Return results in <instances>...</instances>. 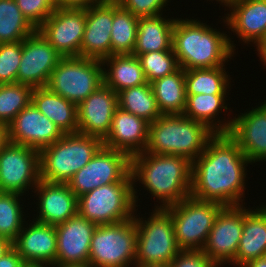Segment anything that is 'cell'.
<instances>
[{
    "mask_svg": "<svg viewBox=\"0 0 266 267\" xmlns=\"http://www.w3.org/2000/svg\"><path fill=\"white\" fill-rule=\"evenodd\" d=\"M103 140L79 132L64 134L40 153V180L50 183L68 181L94 157Z\"/></svg>",
    "mask_w": 266,
    "mask_h": 267,
    "instance_id": "obj_5",
    "label": "cell"
},
{
    "mask_svg": "<svg viewBox=\"0 0 266 267\" xmlns=\"http://www.w3.org/2000/svg\"><path fill=\"white\" fill-rule=\"evenodd\" d=\"M118 94L103 84L77 105L79 133L104 139L110 131Z\"/></svg>",
    "mask_w": 266,
    "mask_h": 267,
    "instance_id": "obj_17",
    "label": "cell"
},
{
    "mask_svg": "<svg viewBox=\"0 0 266 267\" xmlns=\"http://www.w3.org/2000/svg\"><path fill=\"white\" fill-rule=\"evenodd\" d=\"M148 129L147 121L117 107L110 131L103 139V146L122 151L131 158L145 151Z\"/></svg>",
    "mask_w": 266,
    "mask_h": 267,
    "instance_id": "obj_24",
    "label": "cell"
},
{
    "mask_svg": "<svg viewBox=\"0 0 266 267\" xmlns=\"http://www.w3.org/2000/svg\"><path fill=\"white\" fill-rule=\"evenodd\" d=\"M24 267H51V265L26 264Z\"/></svg>",
    "mask_w": 266,
    "mask_h": 267,
    "instance_id": "obj_51",
    "label": "cell"
},
{
    "mask_svg": "<svg viewBox=\"0 0 266 267\" xmlns=\"http://www.w3.org/2000/svg\"><path fill=\"white\" fill-rule=\"evenodd\" d=\"M36 30L15 0H0V43L23 41Z\"/></svg>",
    "mask_w": 266,
    "mask_h": 267,
    "instance_id": "obj_34",
    "label": "cell"
},
{
    "mask_svg": "<svg viewBox=\"0 0 266 267\" xmlns=\"http://www.w3.org/2000/svg\"><path fill=\"white\" fill-rule=\"evenodd\" d=\"M243 206V231L231 265L241 267L258 258L266 257V203L253 209Z\"/></svg>",
    "mask_w": 266,
    "mask_h": 267,
    "instance_id": "obj_25",
    "label": "cell"
},
{
    "mask_svg": "<svg viewBox=\"0 0 266 267\" xmlns=\"http://www.w3.org/2000/svg\"><path fill=\"white\" fill-rule=\"evenodd\" d=\"M255 107L237 118L233 115L228 133L251 163L266 161V107L262 103Z\"/></svg>",
    "mask_w": 266,
    "mask_h": 267,
    "instance_id": "obj_20",
    "label": "cell"
},
{
    "mask_svg": "<svg viewBox=\"0 0 266 267\" xmlns=\"http://www.w3.org/2000/svg\"><path fill=\"white\" fill-rule=\"evenodd\" d=\"M39 181V151L9 142L0 152V192L26 195Z\"/></svg>",
    "mask_w": 266,
    "mask_h": 267,
    "instance_id": "obj_11",
    "label": "cell"
},
{
    "mask_svg": "<svg viewBox=\"0 0 266 267\" xmlns=\"http://www.w3.org/2000/svg\"><path fill=\"white\" fill-rule=\"evenodd\" d=\"M163 17V14L138 19L134 56L147 52L173 50V28L176 18Z\"/></svg>",
    "mask_w": 266,
    "mask_h": 267,
    "instance_id": "obj_28",
    "label": "cell"
},
{
    "mask_svg": "<svg viewBox=\"0 0 266 267\" xmlns=\"http://www.w3.org/2000/svg\"><path fill=\"white\" fill-rule=\"evenodd\" d=\"M136 186L130 171L120 182L97 187L78 197V213L96 225L127 221L138 211Z\"/></svg>",
    "mask_w": 266,
    "mask_h": 267,
    "instance_id": "obj_6",
    "label": "cell"
},
{
    "mask_svg": "<svg viewBox=\"0 0 266 267\" xmlns=\"http://www.w3.org/2000/svg\"><path fill=\"white\" fill-rule=\"evenodd\" d=\"M61 58V54L36 30L22 41L17 83L32 88L46 87Z\"/></svg>",
    "mask_w": 266,
    "mask_h": 267,
    "instance_id": "obj_15",
    "label": "cell"
},
{
    "mask_svg": "<svg viewBox=\"0 0 266 267\" xmlns=\"http://www.w3.org/2000/svg\"><path fill=\"white\" fill-rule=\"evenodd\" d=\"M32 192L35 193L36 198L38 196L36 199L38 212L36 218L32 219L36 222L56 226L78 213V197L67 183L40 180Z\"/></svg>",
    "mask_w": 266,
    "mask_h": 267,
    "instance_id": "obj_19",
    "label": "cell"
},
{
    "mask_svg": "<svg viewBox=\"0 0 266 267\" xmlns=\"http://www.w3.org/2000/svg\"><path fill=\"white\" fill-rule=\"evenodd\" d=\"M151 86L162 115L183 114L187 99L185 70L180 67L174 73L154 80Z\"/></svg>",
    "mask_w": 266,
    "mask_h": 267,
    "instance_id": "obj_30",
    "label": "cell"
},
{
    "mask_svg": "<svg viewBox=\"0 0 266 267\" xmlns=\"http://www.w3.org/2000/svg\"><path fill=\"white\" fill-rule=\"evenodd\" d=\"M118 107L147 121L154 122L159 111L151 83L127 88L118 93Z\"/></svg>",
    "mask_w": 266,
    "mask_h": 267,
    "instance_id": "obj_33",
    "label": "cell"
},
{
    "mask_svg": "<svg viewBox=\"0 0 266 267\" xmlns=\"http://www.w3.org/2000/svg\"><path fill=\"white\" fill-rule=\"evenodd\" d=\"M26 263L12 247L0 258V267H24Z\"/></svg>",
    "mask_w": 266,
    "mask_h": 267,
    "instance_id": "obj_42",
    "label": "cell"
},
{
    "mask_svg": "<svg viewBox=\"0 0 266 267\" xmlns=\"http://www.w3.org/2000/svg\"><path fill=\"white\" fill-rule=\"evenodd\" d=\"M153 209L149 218L134 215L137 227L135 265L168 264L181 251L170 213L165 208Z\"/></svg>",
    "mask_w": 266,
    "mask_h": 267,
    "instance_id": "obj_7",
    "label": "cell"
},
{
    "mask_svg": "<svg viewBox=\"0 0 266 267\" xmlns=\"http://www.w3.org/2000/svg\"><path fill=\"white\" fill-rule=\"evenodd\" d=\"M9 142V127L0 121V152Z\"/></svg>",
    "mask_w": 266,
    "mask_h": 267,
    "instance_id": "obj_44",
    "label": "cell"
},
{
    "mask_svg": "<svg viewBox=\"0 0 266 267\" xmlns=\"http://www.w3.org/2000/svg\"><path fill=\"white\" fill-rule=\"evenodd\" d=\"M22 57V41L0 43V84L17 82Z\"/></svg>",
    "mask_w": 266,
    "mask_h": 267,
    "instance_id": "obj_38",
    "label": "cell"
},
{
    "mask_svg": "<svg viewBox=\"0 0 266 267\" xmlns=\"http://www.w3.org/2000/svg\"><path fill=\"white\" fill-rule=\"evenodd\" d=\"M235 47L234 41L224 31L220 32L203 21L191 18L175 20L172 48L183 70L225 66L236 54Z\"/></svg>",
    "mask_w": 266,
    "mask_h": 267,
    "instance_id": "obj_3",
    "label": "cell"
},
{
    "mask_svg": "<svg viewBox=\"0 0 266 267\" xmlns=\"http://www.w3.org/2000/svg\"><path fill=\"white\" fill-rule=\"evenodd\" d=\"M113 0H102L86 9V27L80 56L103 61L111 56Z\"/></svg>",
    "mask_w": 266,
    "mask_h": 267,
    "instance_id": "obj_18",
    "label": "cell"
},
{
    "mask_svg": "<svg viewBox=\"0 0 266 267\" xmlns=\"http://www.w3.org/2000/svg\"><path fill=\"white\" fill-rule=\"evenodd\" d=\"M24 223L12 247L26 264L56 263L57 232L55 226L32 221Z\"/></svg>",
    "mask_w": 266,
    "mask_h": 267,
    "instance_id": "obj_22",
    "label": "cell"
},
{
    "mask_svg": "<svg viewBox=\"0 0 266 267\" xmlns=\"http://www.w3.org/2000/svg\"><path fill=\"white\" fill-rule=\"evenodd\" d=\"M135 267H171L170 264H146V265H135Z\"/></svg>",
    "mask_w": 266,
    "mask_h": 267,
    "instance_id": "obj_49",
    "label": "cell"
},
{
    "mask_svg": "<svg viewBox=\"0 0 266 267\" xmlns=\"http://www.w3.org/2000/svg\"><path fill=\"white\" fill-rule=\"evenodd\" d=\"M226 66L185 70L186 95L227 94L231 78ZM230 80V81H229Z\"/></svg>",
    "mask_w": 266,
    "mask_h": 267,
    "instance_id": "obj_31",
    "label": "cell"
},
{
    "mask_svg": "<svg viewBox=\"0 0 266 267\" xmlns=\"http://www.w3.org/2000/svg\"><path fill=\"white\" fill-rule=\"evenodd\" d=\"M96 227L79 213L56 225V263H89L90 243Z\"/></svg>",
    "mask_w": 266,
    "mask_h": 267,
    "instance_id": "obj_21",
    "label": "cell"
},
{
    "mask_svg": "<svg viewBox=\"0 0 266 267\" xmlns=\"http://www.w3.org/2000/svg\"><path fill=\"white\" fill-rule=\"evenodd\" d=\"M119 5L134 16L144 18L163 14L169 0H117Z\"/></svg>",
    "mask_w": 266,
    "mask_h": 267,
    "instance_id": "obj_40",
    "label": "cell"
},
{
    "mask_svg": "<svg viewBox=\"0 0 266 267\" xmlns=\"http://www.w3.org/2000/svg\"><path fill=\"white\" fill-rule=\"evenodd\" d=\"M10 142L39 152L58 141L64 134L32 103L23 108L8 125Z\"/></svg>",
    "mask_w": 266,
    "mask_h": 267,
    "instance_id": "obj_16",
    "label": "cell"
},
{
    "mask_svg": "<svg viewBox=\"0 0 266 267\" xmlns=\"http://www.w3.org/2000/svg\"><path fill=\"white\" fill-rule=\"evenodd\" d=\"M102 0H54V4L58 8H75L87 9Z\"/></svg>",
    "mask_w": 266,
    "mask_h": 267,
    "instance_id": "obj_43",
    "label": "cell"
},
{
    "mask_svg": "<svg viewBox=\"0 0 266 267\" xmlns=\"http://www.w3.org/2000/svg\"><path fill=\"white\" fill-rule=\"evenodd\" d=\"M86 9L58 8L37 29L62 57L80 56Z\"/></svg>",
    "mask_w": 266,
    "mask_h": 267,
    "instance_id": "obj_14",
    "label": "cell"
},
{
    "mask_svg": "<svg viewBox=\"0 0 266 267\" xmlns=\"http://www.w3.org/2000/svg\"><path fill=\"white\" fill-rule=\"evenodd\" d=\"M137 227L134 217L114 224L97 225L89 252L92 267L135 266Z\"/></svg>",
    "mask_w": 266,
    "mask_h": 267,
    "instance_id": "obj_8",
    "label": "cell"
},
{
    "mask_svg": "<svg viewBox=\"0 0 266 267\" xmlns=\"http://www.w3.org/2000/svg\"><path fill=\"white\" fill-rule=\"evenodd\" d=\"M29 22L38 29L55 11L54 0H15Z\"/></svg>",
    "mask_w": 266,
    "mask_h": 267,
    "instance_id": "obj_39",
    "label": "cell"
},
{
    "mask_svg": "<svg viewBox=\"0 0 266 267\" xmlns=\"http://www.w3.org/2000/svg\"><path fill=\"white\" fill-rule=\"evenodd\" d=\"M33 88L20 83L0 84V121L9 125L31 103Z\"/></svg>",
    "mask_w": 266,
    "mask_h": 267,
    "instance_id": "obj_36",
    "label": "cell"
},
{
    "mask_svg": "<svg viewBox=\"0 0 266 267\" xmlns=\"http://www.w3.org/2000/svg\"><path fill=\"white\" fill-rule=\"evenodd\" d=\"M169 264L171 267H218L202 250H181Z\"/></svg>",
    "mask_w": 266,
    "mask_h": 267,
    "instance_id": "obj_41",
    "label": "cell"
},
{
    "mask_svg": "<svg viewBox=\"0 0 266 267\" xmlns=\"http://www.w3.org/2000/svg\"><path fill=\"white\" fill-rule=\"evenodd\" d=\"M137 58L144 70L148 83L170 75L180 68L173 50L147 52L138 55Z\"/></svg>",
    "mask_w": 266,
    "mask_h": 267,
    "instance_id": "obj_37",
    "label": "cell"
},
{
    "mask_svg": "<svg viewBox=\"0 0 266 267\" xmlns=\"http://www.w3.org/2000/svg\"><path fill=\"white\" fill-rule=\"evenodd\" d=\"M223 207L217 202L202 201L191 196L165 207L173 221L178 247L181 250H202L214 220Z\"/></svg>",
    "mask_w": 266,
    "mask_h": 267,
    "instance_id": "obj_10",
    "label": "cell"
},
{
    "mask_svg": "<svg viewBox=\"0 0 266 267\" xmlns=\"http://www.w3.org/2000/svg\"><path fill=\"white\" fill-rule=\"evenodd\" d=\"M255 51L258 52V57L261 59V62H264L263 65L266 66V36L264 39L256 46Z\"/></svg>",
    "mask_w": 266,
    "mask_h": 267,
    "instance_id": "obj_45",
    "label": "cell"
},
{
    "mask_svg": "<svg viewBox=\"0 0 266 267\" xmlns=\"http://www.w3.org/2000/svg\"><path fill=\"white\" fill-rule=\"evenodd\" d=\"M192 162L178 155L142 152L131 157L133 183L139 181L165 208L190 196ZM162 203V204H161Z\"/></svg>",
    "mask_w": 266,
    "mask_h": 267,
    "instance_id": "obj_2",
    "label": "cell"
},
{
    "mask_svg": "<svg viewBox=\"0 0 266 267\" xmlns=\"http://www.w3.org/2000/svg\"><path fill=\"white\" fill-rule=\"evenodd\" d=\"M138 17L124 10L117 0H113V23L111 31V55L133 54Z\"/></svg>",
    "mask_w": 266,
    "mask_h": 267,
    "instance_id": "obj_32",
    "label": "cell"
},
{
    "mask_svg": "<svg viewBox=\"0 0 266 267\" xmlns=\"http://www.w3.org/2000/svg\"><path fill=\"white\" fill-rule=\"evenodd\" d=\"M262 104L266 107V101L264 100V102H262Z\"/></svg>",
    "mask_w": 266,
    "mask_h": 267,
    "instance_id": "obj_52",
    "label": "cell"
},
{
    "mask_svg": "<svg viewBox=\"0 0 266 267\" xmlns=\"http://www.w3.org/2000/svg\"><path fill=\"white\" fill-rule=\"evenodd\" d=\"M186 107L183 115L207 125L215 133H229L233 119L220 120L219 113L227 111L226 94H196L186 95ZM221 111V112H220ZM218 115V116H217ZM217 120V121H216ZM215 122V123H214Z\"/></svg>",
    "mask_w": 266,
    "mask_h": 267,
    "instance_id": "obj_27",
    "label": "cell"
},
{
    "mask_svg": "<svg viewBox=\"0 0 266 267\" xmlns=\"http://www.w3.org/2000/svg\"><path fill=\"white\" fill-rule=\"evenodd\" d=\"M103 62L81 56L62 57L46 87L78 105L104 84Z\"/></svg>",
    "mask_w": 266,
    "mask_h": 267,
    "instance_id": "obj_9",
    "label": "cell"
},
{
    "mask_svg": "<svg viewBox=\"0 0 266 267\" xmlns=\"http://www.w3.org/2000/svg\"><path fill=\"white\" fill-rule=\"evenodd\" d=\"M236 0H216V2H220L226 8H229Z\"/></svg>",
    "mask_w": 266,
    "mask_h": 267,
    "instance_id": "obj_50",
    "label": "cell"
},
{
    "mask_svg": "<svg viewBox=\"0 0 266 267\" xmlns=\"http://www.w3.org/2000/svg\"><path fill=\"white\" fill-rule=\"evenodd\" d=\"M102 62L104 84L117 94L124 89L148 83L137 56L132 54L111 55Z\"/></svg>",
    "mask_w": 266,
    "mask_h": 267,
    "instance_id": "obj_29",
    "label": "cell"
},
{
    "mask_svg": "<svg viewBox=\"0 0 266 267\" xmlns=\"http://www.w3.org/2000/svg\"><path fill=\"white\" fill-rule=\"evenodd\" d=\"M52 267H92L89 263H72V264H62L54 263Z\"/></svg>",
    "mask_w": 266,
    "mask_h": 267,
    "instance_id": "obj_48",
    "label": "cell"
},
{
    "mask_svg": "<svg viewBox=\"0 0 266 267\" xmlns=\"http://www.w3.org/2000/svg\"><path fill=\"white\" fill-rule=\"evenodd\" d=\"M131 171V158L124 152L102 146L94 157L68 181L77 196L120 182Z\"/></svg>",
    "mask_w": 266,
    "mask_h": 267,
    "instance_id": "obj_12",
    "label": "cell"
},
{
    "mask_svg": "<svg viewBox=\"0 0 266 267\" xmlns=\"http://www.w3.org/2000/svg\"><path fill=\"white\" fill-rule=\"evenodd\" d=\"M31 103L61 130L63 134L78 131L77 105L47 87L33 88Z\"/></svg>",
    "mask_w": 266,
    "mask_h": 267,
    "instance_id": "obj_26",
    "label": "cell"
},
{
    "mask_svg": "<svg viewBox=\"0 0 266 267\" xmlns=\"http://www.w3.org/2000/svg\"><path fill=\"white\" fill-rule=\"evenodd\" d=\"M241 267H266V257L252 260Z\"/></svg>",
    "mask_w": 266,
    "mask_h": 267,
    "instance_id": "obj_47",
    "label": "cell"
},
{
    "mask_svg": "<svg viewBox=\"0 0 266 267\" xmlns=\"http://www.w3.org/2000/svg\"><path fill=\"white\" fill-rule=\"evenodd\" d=\"M247 164L252 163L228 133H216L192 162L190 196L225 206H241Z\"/></svg>",
    "mask_w": 266,
    "mask_h": 267,
    "instance_id": "obj_1",
    "label": "cell"
},
{
    "mask_svg": "<svg viewBox=\"0 0 266 267\" xmlns=\"http://www.w3.org/2000/svg\"><path fill=\"white\" fill-rule=\"evenodd\" d=\"M243 231V205L225 206L214 220L202 251L218 266L235 261Z\"/></svg>",
    "mask_w": 266,
    "mask_h": 267,
    "instance_id": "obj_13",
    "label": "cell"
},
{
    "mask_svg": "<svg viewBox=\"0 0 266 267\" xmlns=\"http://www.w3.org/2000/svg\"><path fill=\"white\" fill-rule=\"evenodd\" d=\"M11 248L12 243L9 240L0 237V258Z\"/></svg>",
    "mask_w": 266,
    "mask_h": 267,
    "instance_id": "obj_46",
    "label": "cell"
},
{
    "mask_svg": "<svg viewBox=\"0 0 266 267\" xmlns=\"http://www.w3.org/2000/svg\"><path fill=\"white\" fill-rule=\"evenodd\" d=\"M215 134L204 123L183 114L161 115L149 124L144 152L183 156L193 162L204 152Z\"/></svg>",
    "mask_w": 266,
    "mask_h": 267,
    "instance_id": "obj_4",
    "label": "cell"
},
{
    "mask_svg": "<svg viewBox=\"0 0 266 267\" xmlns=\"http://www.w3.org/2000/svg\"><path fill=\"white\" fill-rule=\"evenodd\" d=\"M224 14V26L243 44L257 46L266 36V0H236Z\"/></svg>",
    "mask_w": 266,
    "mask_h": 267,
    "instance_id": "obj_23",
    "label": "cell"
},
{
    "mask_svg": "<svg viewBox=\"0 0 266 267\" xmlns=\"http://www.w3.org/2000/svg\"><path fill=\"white\" fill-rule=\"evenodd\" d=\"M21 196L18 193L0 192V237L11 243L16 240L26 222L24 205L20 204Z\"/></svg>",
    "mask_w": 266,
    "mask_h": 267,
    "instance_id": "obj_35",
    "label": "cell"
}]
</instances>
